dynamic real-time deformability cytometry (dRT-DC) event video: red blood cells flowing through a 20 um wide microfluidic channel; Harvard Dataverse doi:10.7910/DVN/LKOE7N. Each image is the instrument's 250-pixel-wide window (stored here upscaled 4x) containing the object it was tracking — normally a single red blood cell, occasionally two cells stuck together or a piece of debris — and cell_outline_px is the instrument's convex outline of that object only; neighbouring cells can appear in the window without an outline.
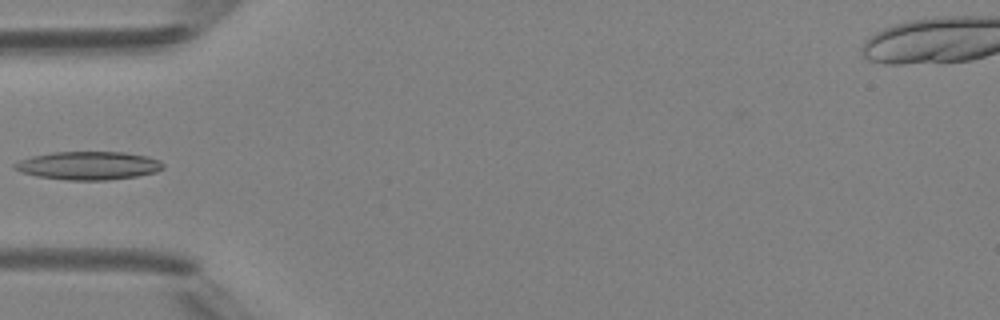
{"species": "Egyptian fruit bat (a non-hibernating species)", "species_latin": "Rousettus aegyptiacus", "temperature_condition": "room temperature", "stored_images_in_passage": 4, "camera_frame_rate_fps": 3000, "um_per_image_px": 0.085, "animal": {"sex": "female"}, "frame": {"image": 1, "passage_image": 4, "time_ms": 4.333, "image_size_px": [1000, 320], "cell_outline_px": [[164, 168], [156, 172], [136, 176], [108, 180], [68, 180], [36, 176], [20, 172], [12, 168], [12, 164], [20, 160], [32, 156], [52, 152], [124, 152], [148, 156], [160, 160], [164, 164]], "centroid_in_image_um": [7.51, 14.07], "position_along_channel_um": 77.5, "area_um2": 24.62}}